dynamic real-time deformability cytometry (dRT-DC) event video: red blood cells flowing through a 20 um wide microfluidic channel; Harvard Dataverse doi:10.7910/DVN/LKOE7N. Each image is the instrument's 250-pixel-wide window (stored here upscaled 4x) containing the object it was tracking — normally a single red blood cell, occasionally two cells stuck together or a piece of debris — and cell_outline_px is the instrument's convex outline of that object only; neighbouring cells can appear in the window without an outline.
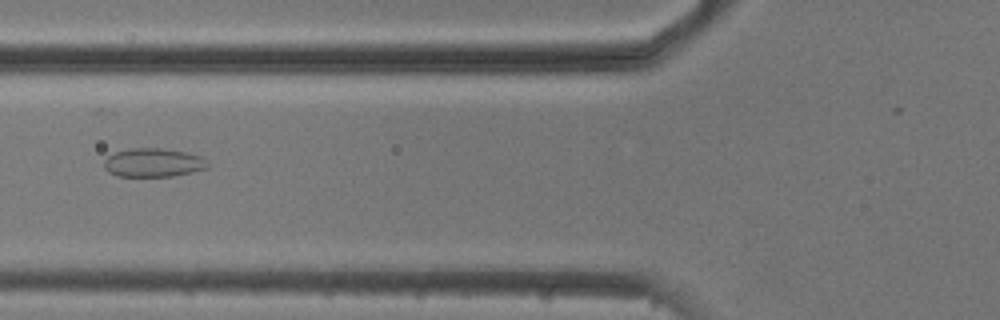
{"species": "common noctule bat (a hibernating species)", "species_latin": "Nyctalus noctula", "temperature_condition": "cold", "stored_images_in_passage": 5, "camera_frame_rate_fps": 3000, "um_per_image_px": 0.085, "animal": {"sex": "male", "body_mass_g": 20.5, "forearm_length_mm": 52.5}, "frame": {"image": 1, "passage_image": 5, "time_ms": 5.667, "image_size_px": [1000, 320], "cell_outline_px": [[208, 168], [192, 172], [172, 176], [120, 176], [108, 172], [104, 168], [104, 160], [108, 156], [116, 152], [132, 148], [160, 148], [188, 152], [200, 156], [208, 164]], "centroid_in_image_um": [13.02, 13.82], "position_along_channel_um": 112.8, "area_um2": 17.22}}